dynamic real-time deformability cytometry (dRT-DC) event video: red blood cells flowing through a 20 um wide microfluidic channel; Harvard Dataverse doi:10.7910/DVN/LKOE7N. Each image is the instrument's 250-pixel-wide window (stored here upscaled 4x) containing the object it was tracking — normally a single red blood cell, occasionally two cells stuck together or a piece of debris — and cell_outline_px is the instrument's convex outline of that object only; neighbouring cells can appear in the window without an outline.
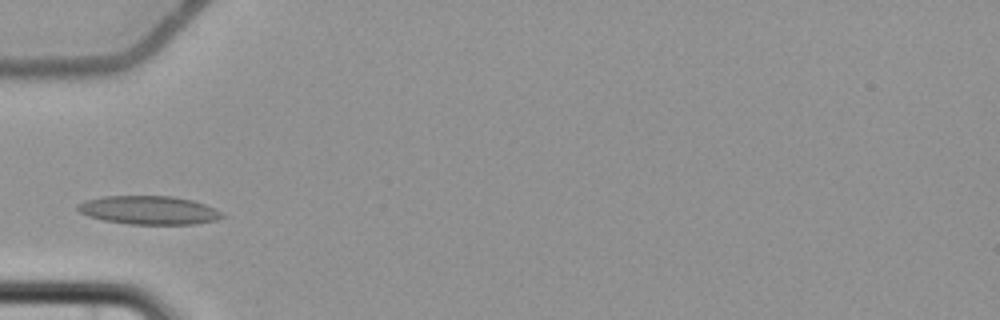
{"species": "common noctule bat (a hibernating species)", "species_latin": "Nyctalus noctula", "temperature_condition": "cold", "stored_images_in_passage": 4, "camera_frame_rate_fps": 3000, "um_per_image_px": 0.085, "animal": {"sex": "female", "body_mass_g": 22.7, "forearm_length_mm": 54.2}, "frame": {"image": 1, "passage_image": 2, "time_ms": 1.333, "image_size_px": [1000, 320], "cell_outline_px": [[224, 216], [216, 220], [196, 224], [128, 224], [104, 220], [88, 216], [80, 212], [76, 208], [76, 204], [84, 200], [104, 196], [172, 196], [192, 200], [204, 204], [220, 212]], "centroid_in_image_um": [12.6, 17.86], "position_along_channel_um": 72.4, "area_um2": 23.93}}
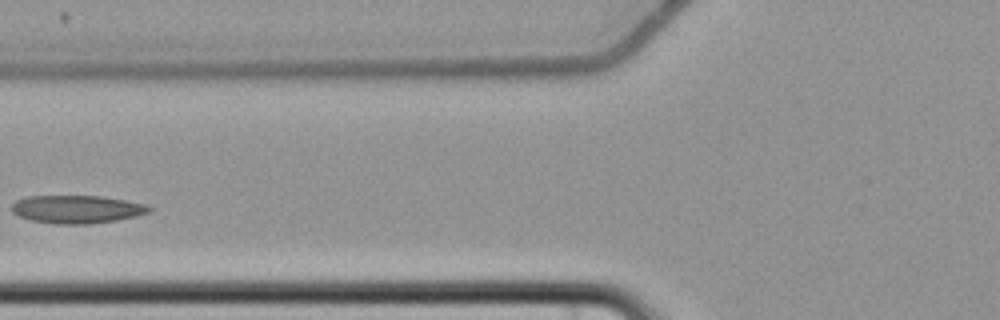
{"frame": {"image": 2, "passage_image": 3, "time_ms": 2.667, "image_size_px": [1000, 320], "cell_outline_px": [[152, 212], [136, 216], [116, 220], [88, 224], [56, 224], [32, 220], [20, 216], [12, 212], [12, 204], [16, 200], [28, 196], [100, 196], [148, 204], [152, 208]], "centroid_in_image_um": [6.57, 17.78], "position_along_channel_um": 119.2, "area_um2": 22.43}}
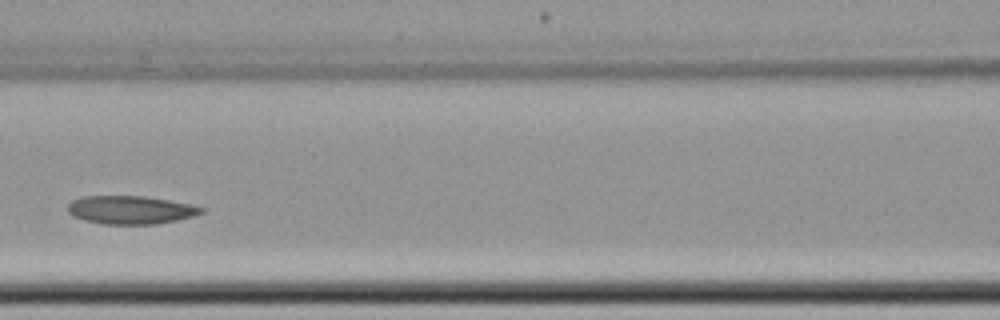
{"frame": {"image": 3, "passage_image": 4, "time_ms": 3.667, "image_size_px": [1000, 320], "cell_outline_px": [[204, 212], [192, 216], [176, 220], [156, 224], [104, 224], [84, 220], [72, 216], [68, 212], [68, 204], [72, 200], [84, 196], [144, 196], [192, 204], [204, 208]], "centroid_in_image_um": [11.09, 17.84], "position_along_channel_um": 155.5, "area_um2": 21.96}}